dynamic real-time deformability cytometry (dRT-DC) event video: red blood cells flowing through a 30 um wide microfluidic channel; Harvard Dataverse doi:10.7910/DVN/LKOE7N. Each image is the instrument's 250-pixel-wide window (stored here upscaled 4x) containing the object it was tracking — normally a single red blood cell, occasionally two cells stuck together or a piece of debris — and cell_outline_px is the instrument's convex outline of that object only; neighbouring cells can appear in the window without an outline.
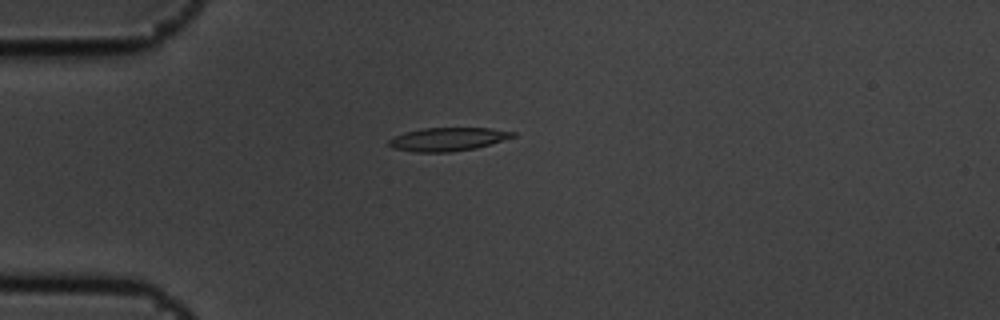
{"species": "common noctule bat (a hibernating species)", "species_latin": "Nyctalus noctula", "temperature_condition": "cold", "stored_images_in_passage": 2, "camera_frame_rate_fps": 3000, "um_per_image_px": 0.085, "animal": {"sex": "male", "body_mass_g": 19.5, "forearm_length_mm": 54.6}, "frame": {"image": 1, "passage_image": 1, "time_ms": 0.0, "image_size_px": [1000, 320], "cell_outline_px": [[516, 136], [476, 148], [452, 152], [416, 152], [392, 148], [388, 144], [388, 140], [404, 132], [424, 128], [492, 128], [516, 132]], "centroid_in_image_um": [38.07, 11.83], "position_along_channel_um": 46.9, "area_um2": 16.88}}